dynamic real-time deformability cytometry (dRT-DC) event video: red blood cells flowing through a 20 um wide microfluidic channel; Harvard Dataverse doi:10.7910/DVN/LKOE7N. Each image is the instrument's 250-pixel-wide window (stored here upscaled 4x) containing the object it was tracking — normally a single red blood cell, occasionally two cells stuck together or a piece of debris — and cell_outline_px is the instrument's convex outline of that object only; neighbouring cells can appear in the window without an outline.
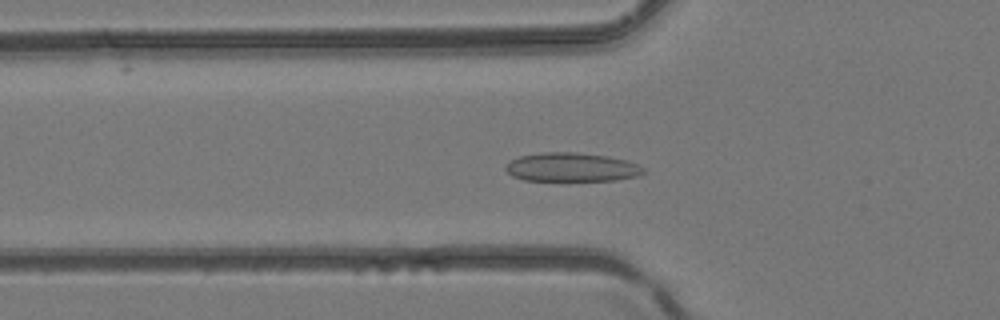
{"species": "common noctule bat (a hibernating species)", "species_latin": "Nyctalus noctula", "temperature_condition": "room temperature", "stored_images_in_passage": 43, "camera_frame_rate_fps": 3000, "um_per_image_px": 0.085, "animal": {"sex": "female", "body_mass_g": 24.6, "forearm_length_mm": 56.2}, "frame": {"image": 1, "passage_image": 15, "time_ms": 4.667, "image_size_px": [1000, 320], "cell_outline_px": [[644, 172], [640, 176], [616, 180], [524, 180], [512, 176], [504, 168], [512, 160], [520, 156], [544, 152], [576, 152], [608, 156], [624, 160], [636, 164], [644, 168]], "centroid_in_image_um": [48.6, 14.21], "position_along_channel_um": 77.2, "area_um2": 22.95}}
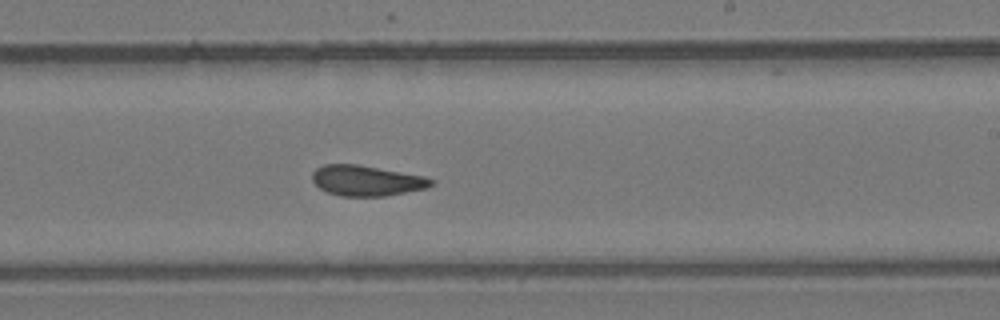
{"frame": {"image": 2, "passage_image": 26, "time_ms": 8.333, "image_size_px": [1000, 320], "cell_outline_px": [[436, 180], [428, 188], [384, 196], [340, 196], [328, 192], [320, 188], [312, 180], [312, 172], [316, 168], [324, 164], [356, 164], [424, 176]], "centroid_in_image_um": [31.15, 15.35], "position_along_channel_um": 257.8, "area_um2": 21.04}}
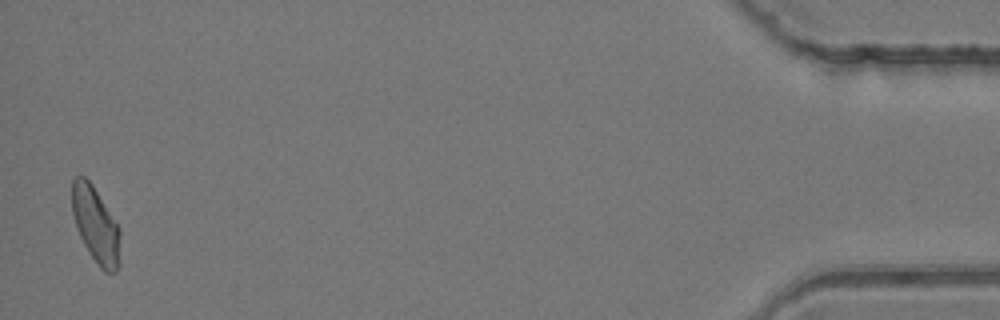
{"frame": {"image": 3, "passage_image": 42, "time_ms": 13.667, "image_size_px": [1000, 320], "cell_outline_px": [[120, 264], [116, 272], [104, 272], [100, 268], [88, 252], [80, 236], [72, 212], [72, 180], [76, 176], [84, 176], [92, 184], [120, 228]], "centroid_in_image_um": [8.15, 19.15], "position_along_channel_um": 427.0, "area_um2": 21.33}}